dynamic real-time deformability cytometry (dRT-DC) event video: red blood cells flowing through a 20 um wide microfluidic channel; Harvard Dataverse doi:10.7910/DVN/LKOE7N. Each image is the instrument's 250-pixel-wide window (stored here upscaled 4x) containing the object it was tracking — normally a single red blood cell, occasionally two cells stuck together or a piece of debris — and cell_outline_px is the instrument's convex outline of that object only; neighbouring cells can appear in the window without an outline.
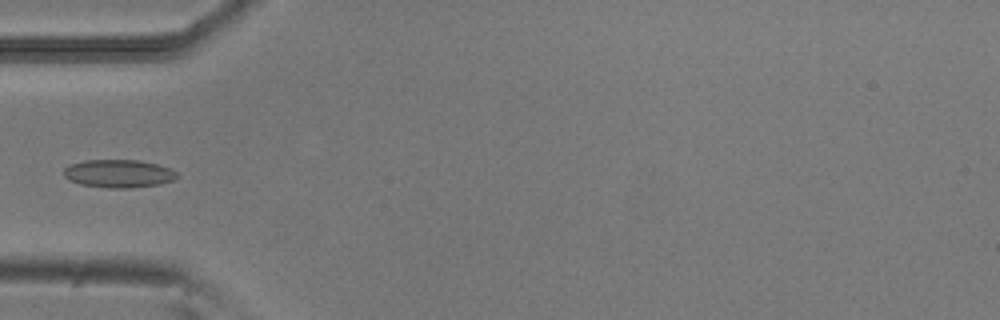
{"species": "common noctule bat (a hibernating species)", "species_latin": "Nyctalus noctula", "temperature_condition": "room temperature", "stored_images_in_passage": 5, "camera_frame_rate_fps": 3000, "um_per_image_px": 0.085, "animal": {"sex": "male", "body_mass_g": 20.5, "forearm_length_mm": 52.5}, "frame": {"image": 1, "passage_image": 5, "time_ms": 1.333, "image_size_px": [1000, 320], "cell_outline_px": [[180, 176], [176, 180], [160, 184], [132, 188], [108, 188], [80, 184], [68, 180], [64, 176], [64, 168], [72, 164], [84, 160], [140, 160], [156, 164], [168, 168], [176, 172]], "centroid_in_image_um": [10.1, 14.76], "position_along_channel_um": 74.9, "area_um2": 18.61}}